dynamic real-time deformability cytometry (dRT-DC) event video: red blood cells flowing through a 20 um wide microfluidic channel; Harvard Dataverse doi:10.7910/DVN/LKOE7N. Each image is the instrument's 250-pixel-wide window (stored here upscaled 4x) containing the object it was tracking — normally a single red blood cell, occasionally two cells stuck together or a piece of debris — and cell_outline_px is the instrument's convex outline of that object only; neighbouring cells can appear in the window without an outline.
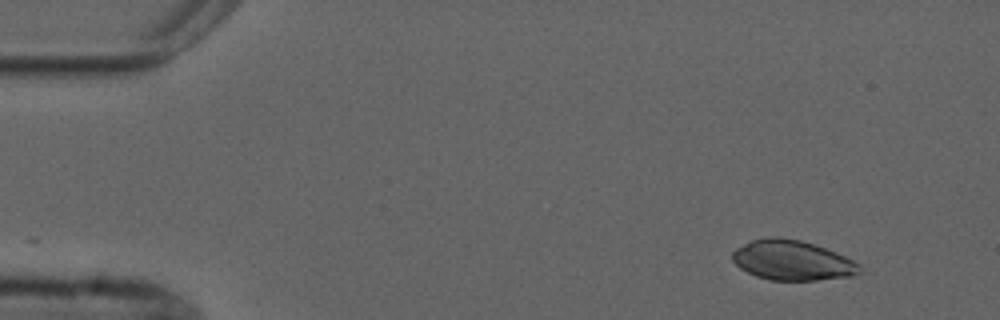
{"species": "common noctule bat (a hibernating species)", "species_latin": "Nyctalus noctula", "temperature_condition": "cold", "stored_images_in_passage": 5, "camera_frame_rate_fps": 3000, "um_per_image_px": 0.085, "animal": {"sex": "male", "forearm_length_mm": 52.5}, "frame": {"image": 1, "passage_image": 2, "time_ms": 1.0, "image_size_px": [1000, 320], "cell_outline_px": [[860, 272], [852, 276], [816, 280], [768, 280], [756, 276], [740, 268], [732, 260], [732, 252], [736, 248], [752, 240], [768, 236], [776, 236], [800, 240], [824, 248], [844, 256], [860, 264]], "centroid_in_image_um": [67.31, 22.13], "position_along_channel_um": 17.7, "area_um2": 29.42}}